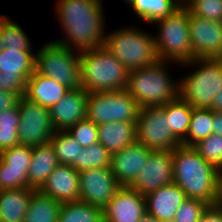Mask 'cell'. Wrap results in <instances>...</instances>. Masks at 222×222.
Returning <instances> with one entry per match:
<instances>
[{
  "mask_svg": "<svg viewBox=\"0 0 222 222\" xmlns=\"http://www.w3.org/2000/svg\"><path fill=\"white\" fill-rule=\"evenodd\" d=\"M5 48L4 46V43H3V40L1 38V35H0V52Z\"/></svg>",
  "mask_w": 222,
  "mask_h": 222,
  "instance_id": "obj_47",
  "label": "cell"
},
{
  "mask_svg": "<svg viewBox=\"0 0 222 222\" xmlns=\"http://www.w3.org/2000/svg\"><path fill=\"white\" fill-rule=\"evenodd\" d=\"M0 35L5 48L33 50L29 37L25 34L22 27L8 19L5 15L0 16Z\"/></svg>",
  "mask_w": 222,
  "mask_h": 222,
  "instance_id": "obj_33",
  "label": "cell"
},
{
  "mask_svg": "<svg viewBox=\"0 0 222 222\" xmlns=\"http://www.w3.org/2000/svg\"><path fill=\"white\" fill-rule=\"evenodd\" d=\"M124 1V3H126L127 5L130 3V1H132V0H123Z\"/></svg>",
  "mask_w": 222,
  "mask_h": 222,
  "instance_id": "obj_49",
  "label": "cell"
},
{
  "mask_svg": "<svg viewBox=\"0 0 222 222\" xmlns=\"http://www.w3.org/2000/svg\"><path fill=\"white\" fill-rule=\"evenodd\" d=\"M189 31L193 59L222 58V22L200 18L189 11Z\"/></svg>",
  "mask_w": 222,
  "mask_h": 222,
  "instance_id": "obj_13",
  "label": "cell"
},
{
  "mask_svg": "<svg viewBox=\"0 0 222 222\" xmlns=\"http://www.w3.org/2000/svg\"><path fill=\"white\" fill-rule=\"evenodd\" d=\"M69 91L68 87L34 71L26 82L24 97L43 107L50 108Z\"/></svg>",
  "mask_w": 222,
  "mask_h": 222,
  "instance_id": "obj_20",
  "label": "cell"
},
{
  "mask_svg": "<svg viewBox=\"0 0 222 222\" xmlns=\"http://www.w3.org/2000/svg\"><path fill=\"white\" fill-rule=\"evenodd\" d=\"M103 46L129 71L151 66L159 60L154 35L134 27L122 28L107 34Z\"/></svg>",
  "mask_w": 222,
  "mask_h": 222,
  "instance_id": "obj_7",
  "label": "cell"
},
{
  "mask_svg": "<svg viewBox=\"0 0 222 222\" xmlns=\"http://www.w3.org/2000/svg\"><path fill=\"white\" fill-rule=\"evenodd\" d=\"M26 82V79L7 78L0 72V91H13L15 93H21L24 96Z\"/></svg>",
  "mask_w": 222,
  "mask_h": 222,
  "instance_id": "obj_40",
  "label": "cell"
},
{
  "mask_svg": "<svg viewBox=\"0 0 222 222\" xmlns=\"http://www.w3.org/2000/svg\"><path fill=\"white\" fill-rule=\"evenodd\" d=\"M80 201L104 209L121 187L110 167L79 172Z\"/></svg>",
  "mask_w": 222,
  "mask_h": 222,
  "instance_id": "obj_12",
  "label": "cell"
},
{
  "mask_svg": "<svg viewBox=\"0 0 222 222\" xmlns=\"http://www.w3.org/2000/svg\"><path fill=\"white\" fill-rule=\"evenodd\" d=\"M111 156L107 149L98 142L88 147H82L79 160H76L72 167L78 172L110 167Z\"/></svg>",
  "mask_w": 222,
  "mask_h": 222,
  "instance_id": "obj_30",
  "label": "cell"
},
{
  "mask_svg": "<svg viewBox=\"0 0 222 222\" xmlns=\"http://www.w3.org/2000/svg\"><path fill=\"white\" fill-rule=\"evenodd\" d=\"M20 124L18 127L19 143L25 146H38L50 142L56 132L50 109L22 96L18 104Z\"/></svg>",
  "mask_w": 222,
  "mask_h": 222,
  "instance_id": "obj_11",
  "label": "cell"
},
{
  "mask_svg": "<svg viewBox=\"0 0 222 222\" xmlns=\"http://www.w3.org/2000/svg\"><path fill=\"white\" fill-rule=\"evenodd\" d=\"M141 20L153 24L172 15L183 3L180 0H132L128 4Z\"/></svg>",
  "mask_w": 222,
  "mask_h": 222,
  "instance_id": "obj_25",
  "label": "cell"
},
{
  "mask_svg": "<svg viewBox=\"0 0 222 222\" xmlns=\"http://www.w3.org/2000/svg\"><path fill=\"white\" fill-rule=\"evenodd\" d=\"M145 215V196L130 186H121L103 209L104 222H139Z\"/></svg>",
  "mask_w": 222,
  "mask_h": 222,
  "instance_id": "obj_15",
  "label": "cell"
},
{
  "mask_svg": "<svg viewBox=\"0 0 222 222\" xmlns=\"http://www.w3.org/2000/svg\"><path fill=\"white\" fill-rule=\"evenodd\" d=\"M181 64L199 66L192 74L180 79L179 97L193 108L211 109L222 88V58H196Z\"/></svg>",
  "mask_w": 222,
  "mask_h": 222,
  "instance_id": "obj_5",
  "label": "cell"
},
{
  "mask_svg": "<svg viewBox=\"0 0 222 222\" xmlns=\"http://www.w3.org/2000/svg\"><path fill=\"white\" fill-rule=\"evenodd\" d=\"M218 203L222 205V170L220 171L219 199Z\"/></svg>",
  "mask_w": 222,
  "mask_h": 222,
  "instance_id": "obj_46",
  "label": "cell"
},
{
  "mask_svg": "<svg viewBox=\"0 0 222 222\" xmlns=\"http://www.w3.org/2000/svg\"><path fill=\"white\" fill-rule=\"evenodd\" d=\"M199 222H222V211L216 206H209Z\"/></svg>",
  "mask_w": 222,
  "mask_h": 222,
  "instance_id": "obj_42",
  "label": "cell"
},
{
  "mask_svg": "<svg viewBox=\"0 0 222 222\" xmlns=\"http://www.w3.org/2000/svg\"><path fill=\"white\" fill-rule=\"evenodd\" d=\"M58 162L62 165H73L79 160L81 145L67 131H56L50 139Z\"/></svg>",
  "mask_w": 222,
  "mask_h": 222,
  "instance_id": "obj_31",
  "label": "cell"
},
{
  "mask_svg": "<svg viewBox=\"0 0 222 222\" xmlns=\"http://www.w3.org/2000/svg\"><path fill=\"white\" fill-rule=\"evenodd\" d=\"M136 130L137 142L150 150L173 151L181 145L169 128L163 106L140 108Z\"/></svg>",
  "mask_w": 222,
  "mask_h": 222,
  "instance_id": "obj_10",
  "label": "cell"
},
{
  "mask_svg": "<svg viewBox=\"0 0 222 222\" xmlns=\"http://www.w3.org/2000/svg\"><path fill=\"white\" fill-rule=\"evenodd\" d=\"M36 53L37 73L50 77L70 90L81 87L80 52L76 54L54 40Z\"/></svg>",
  "mask_w": 222,
  "mask_h": 222,
  "instance_id": "obj_8",
  "label": "cell"
},
{
  "mask_svg": "<svg viewBox=\"0 0 222 222\" xmlns=\"http://www.w3.org/2000/svg\"><path fill=\"white\" fill-rule=\"evenodd\" d=\"M172 151L152 150L146 164L130 185L141 195L147 194L173 183Z\"/></svg>",
  "mask_w": 222,
  "mask_h": 222,
  "instance_id": "obj_14",
  "label": "cell"
},
{
  "mask_svg": "<svg viewBox=\"0 0 222 222\" xmlns=\"http://www.w3.org/2000/svg\"><path fill=\"white\" fill-rule=\"evenodd\" d=\"M201 157L213 164L218 170H222V136L216 133L200 140L193 146Z\"/></svg>",
  "mask_w": 222,
  "mask_h": 222,
  "instance_id": "obj_34",
  "label": "cell"
},
{
  "mask_svg": "<svg viewBox=\"0 0 222 222\" xmlns=\"http://www.w3.org/2000/svg\"><path fill=\"white\" fill-rule=\"evenodd\" d=\"M89 93L83 88L71 89L50 107V116L56 131H66L86 118Z\"/></svg>",
  "mask_w": 222,
  "mask_h": 222,
  "instance_id": "obj_17",
  "label": "cell"
},
{
  "mask_svg": "<svg viewBox=\"0 0 222 222\" xmlns=\"http://www.w3.org/2000/svg\"><path fill=\"white\" fill-rule=\"evenodd\" d=\"M139 222H161V221H159L156 218L146 214Z\"/></svg>",
  "mask_w": 222,
  "mask_h": 222,
  "instance_id": "obj_45",
  "label": "cell"
},
{
  "mask_svg": "<svg viewBox=\"0 0 222 222\" xmlns=\"http://www.w3.org/2000/svg\"><path fill=\"white\" fill-rule=\"evenodd\" d=\"M163 110L171 132L182 143L187 136L193 107L178 97L174 101L164 104Z\"/></svg>",
  "mask_w": 222,
  "mask_h": 222,
  "instance_id": "obj_27",
  "label": "cell"
},
{
  "mask_svg": "<svg viewBox=\"0 0 222 222\" xmlns=\"http://www.w3.org/2000/svg\"><path fill=\"white\" fill-rule=\"evenodd\" d=\"M213 117L212 109L193 108L187 136L181 145L194 146L213 134Z\"/></svg>",
  "mask_w": 222,
  "mask_h": 222,
  "instance_id": "obj_29",
  "label": "cell"
},
{
  "mask_svg": "<svg viewBox=\"0 0 222 222\" xmlns=\"http://www.w3.org/2000/svg\"><path fill=\"white\" fill-rule=\"evenodd\" d=\"M216 206L222 211V205L220 203H218Z\"/></svg>",
  "mask_w": 222,
  "mask_h": 222,
  "instance_id": "obj_48",
  "label": "cell"
},
{
  "mask_svg": "<svg viewBox=\"0 0 222 222\" xmlns=\"http://www.w3.org/2000/svg\"><path fill=\"white\" fill-rule=\"evenodd\" d=\"M211 109L214 112H222V88L220 89V92L216 94Z\"/></svg>",
  "mask_w": 222,
  "mask_h": 222,
  "instance_id": "obj_44",
  "label": "cell"
},
{
  "mask_svg": "<svg viewBox=\"0 0 222 222\" xmlns=\"http://www.w3.org/2000/svg\"><path fill=\"white\" fill-rule=\"evenodd\" d=\"M162 222H175L174 220H167V221H162Z\"/></svg>",
  "mask_w": 222,
  "mask_h": 222,
  "instance_id": "obj_50",
  "label": "cell"
},
{
  "mask_svg": "<svg viewBox=\"0 0 222 222\" xmlns=\"http://www.w3.org/2000/svg\"><path fill=\"white\" fill-rule=\"evenodd\" d=\"M140 107L126 90L92 92L87 100L86 118L99 125L127 121L137 122Z\"/></svg>",
  "mask_w": 222,
  "mask_h": 222,
  "instance_id": "obj_9",
  "label": "cell"
},
{
  "mask_svg": "<svg viewBox=\"0 0 222 222\" xmlns=\"http://www.w3.org/2000/svg\"><path fill=\"white\" fill-rule=\"evenodd\" d=\"M79 172L71 165L59 164L38 189L60 203L80 201Z\"/></svg>",
  "mask_w": 222,
  "mask_h": 222,
  "instance_id": "obj_18",
  "label": "cell"
},
{
  "mask_svg": "<svg viewBox=\"0 0 222 222\" xmlns=\"http://www.w3.org/2000/svg\"><path fill=\"white\" fill-rule=\"evenodd\" d=\"M210 205L199 199H187L177 210L175 222H199L202 214Z\"/></svg>",
  "mask_w": 222,
  "mask_h": 222,
  "instance_id": "obj_38",
  "label": "cell"
},
{
  "mask_svg": "<svg viewBox=\"0 0 222 222\" xmlns=\"http://www.w3.org/2000/svg\"><path fill=\"white\" fill-rule=\"evenodd\" d=\"M61 203L35 190L23 222H58Z\"/></svg>",
  "mask_w": 222,
  "mask_h": 222,
  "instance_id": "obj_26",
  "label": "cell"
},
{
  "mask_svg": "<svg viewBox=\"0 0 222 222\" xmlns=\"http://www.w3.org/2000/svg\"><path fill=\"white\" fill-rule=\"evenodd\" d=\"M60 163L51 143L32 147V158L28 167V188L38 190L55 167Z\"/></svg>",
  "mask_w": 222,
  "mask_h": 222,
  "instance_id": "obj_22",
  "label": "cell"
},
{
  "mask_svg": "<svg viewBox=\"0 0 222 222\" xmlns=\"http://www.w3.org/2000/svg\"><path fill=\"white\" fill-rule=\"evenodd\" d=\"M19 124L18 106L0 112V152L20 144L18 138Z\"/></svg>",
  "mask_w": 222,
  "mask_h": 222,
  "instance_id": "obj_32",
  "label": "cell"
},
{
  "mask_svg": "<svg viewBox=\"0 0 222 222\" xmlns=\"http://www.w3.org/2000/svg\"><path fill=\"white\" fill-rule=\"evenodd\" d=\"M151 151L136 141L112 154L110 169L121 186H130L135 181Z\"/></svg>",
  "mask_w": 222,
  "mask_h": 222,
  "instance_id": "obj_16",
  "label": "cell"
},
{
  "mask_svg": "<svg viewBox=\"0 0 222 222\" xmlns=\"http://www.w3.org/2000/svg\"><path fill=\"white\" fill-rule=\"evenodd\" d=\"M183 5L193 15L222 22V0H186Z\"/></svg>",
  "mask_w": 222,
  "mask_h": 222,
  "instance_id": "obj_36",
  "label": "cell"
},
{
  "mask_svg": "<svg viewBox=\"0 0 222 222\" xmlns=\"http://www.w3.org/2000/svg\"><path fill=\"white\" fill-rule=\"evenodd\" d=\"M80 69L88 93L126 90L129 70L104 46L80 52Z\"/></svg>",
  "mask_w": 222,
  "mask_h": 222,
  "instance_id": "obj_3",
  "label": "cell"
},
{
  "mask_svg": "<svg viewBox=\"0 0 222 222\" xmlns=\"http://www.w3.org/2000/svg\"><path fill=\"white\" fill-rule=\"evenodd\" d=\"M0 158L7 164V168L14 171L28 172L32 158V147L16 145L0 152Z\"/></svg>",
  "mask_w": 222,
  "mask_h": 222,
  "instance_id": "obj_35",
  "label": "cell"
},
{
  "mask_svg": "<svg viewBox=\"0 0 222 222\" xmlns=\"http://www.w3.org/2000/svg\"><path fill=\"white\" fill-rule=\"evenodd\" d=\"M66 131L81 147H88L99 142L98 125L87 118L78 121Z\"/></svg>",
  "mask_w": 222,
  "mask_h": 222,
  "instance_id": "obj_37",
  "label": "cell"
},
{
  "mask_svg": "<svg viewBox=\"0 0 222 222\" xmlns=\"http://www.w3.org/2000/svg\"><path fill=\"white\" fill-rule=\"evenodd\" d=\"M153 24L159 26V35H154L155 49L159 60L185 63L193 60L189 34V10L182 5L172 15ZM169 60V61H168Z\"/></svg>",
  "mask_w": 222,
  "mask_h": 222,
  "instance_id": "obj_6",
  "label": "cell"
},
{
  "mask_svg": "<svg viewBox=\"0 0 222 222\" xmlns=\"http://www.w3.org/2000/svg\"><path fill=\"white\" fill-rule=\"evenodd\" d=\"M28 188V172L14 171L0 158V190Z\"/></svg>",
  "mask_w": 222,
  "mask_h": 222,
  "instance_id": "obj_39",
  "label": "cell"
},
{
  "mask_svg": "<svg viewBox=\"0 0 222 222\" xmlns=\"http://www.w3.org/2000/svg\"><path fill=\"white\" fill-rule=\"evenodd\" d=\"M98 141L112 155L137 141L136 122L118 121L98 125Z\"/></svg>",
  "mask_w": 222,
  "mask_h": 222,
  "instance_id": "obj_21",
  "label": "cell"
},
{
  "mask_svg": "<svg viewBox=\"0 0 222 222\" xmlns=\"http://www.w3.org/2000/svg\"><path fill=\"white\" fill-rule=\"evenodd\" d=\"M36 53L32 50L4 48L0 52V72L7 78L28 80L35 71Z\"/></svg>",
  "mask_w": 222,
  "mask_h": 222,
  "instance_id": "obj_23",
  "label": "cell"
},
{
  "mask_svg": "<svg viewBox=\"0 0 222 222\" xmlns=\"http://www.w3.org/2000/svg\"><path fill=\"white\" fill-rule=\"evenodd\" d=\"M34 188L0 190V219L2 222H23Z\"/></svg>",
  "mask_w": 222,
  "mask_h": 222,
  "instance_id": "obj_24",
  "label": "cell"
},
{
  "mask_svg": "<svg viewBox=\"0 0 222 222\" xmlns=\"http://www.w3.org/2000/svg\"><path fill=\"white\" fill-rule=\"evenodd\" d=\"M212 125H213V133L222 136V112H214Z\"/></svg>",
  "mask_w": 222,
  "mask_h": 222,
  "instance_id": "obj_43",
  "label": "cell"
},
{
  "mask_svg": "<svg viewBox=\"0 0 222 222\" xmlns=\"http://www.w3.org/2000/svg\"><path fill=\"white\" fill-rule=\"evenodd\" d=\"M57 1V19L66 38L55 42L72 50L75 48L78 52L102 47L106 35L101 0Z\"/></svg>",
  "mask_w": 222,
  "mask_h": 222,
  "instance_id": "obj_1",
  "label": "cell"
},
{
  "mask_svg": "<svg viewBox=\"0 0 222 222\" xmlns=\"http://www.w3.org/2000/svg\"><path fill=\"white\" fill-rule=\"evenodd\" d=\"M23 95L13 91H0V112L6 109L15 108L19 104V100Z\"/></svg>",
  "mask_w": 222,
  "mask_h": 222,
  "instance_id": "obj_41",
  "label": "cell"
},
{
  "mask_svg": "<svg viewBox=\"0 0 222 222\" xmlns=\"http://www.w3.org/2000/svg\"><path fill=\"white\" fill-rule=\"evenodd\" d=\"M172 159L173 183L185 192L187 199L217 205L220 170L206 162L193 146H177L172 151Z\"/></svg>",
  "mask_w": 222,
  "mask_h": 222,
  "instance_id": "obj_2",
  "label": "cell"
},
{
  "mask_svg": "<svg viewBox=\"0 0 222 222\" xmlns=\"http://www.w3.org/2000/svg\"><path fill=\"white\" fill-rule=\"evenodd\" d=\"M58 222H104L103 209L82 201L61 203Z\"/></svg>",
  "mask_w": 222,
  "mask_h": 222,
  "instance_id": "obj_28",
  "label": "cell"
},
{
  "mask_svg": "<svg viewBox=\"0 0 222 222\" xmlns=\"http://www.w3.org/2000/svg\"><path fill=\"white\" fill-rule=\"evenodd\" d=\"M166 61L129 71L126 91L140 108L163 106L179 97V82L171 79Z\"/></svg>",
  "mask_w": 222,
  "mask_h": 222,
  "instance_id": "obj_4",
  "label": "cell"
},
{
  "mask_svg": "<svg viewBox=\"0 0 222 222\" xmlns=\"http://www.w3.org/2000/svg\"><path fill=\"white\" fill-rule=\"evenodd\" d=\"M146 214L159 221L173 220L177 210L187 200L185 192L176 184L167 186L147 194Z\"/></svg>",
  "mask_w": 222,
  "mask_h": 222,
  "instance_id": "obj_19",
  "label": "cell"
}]
</instances>
